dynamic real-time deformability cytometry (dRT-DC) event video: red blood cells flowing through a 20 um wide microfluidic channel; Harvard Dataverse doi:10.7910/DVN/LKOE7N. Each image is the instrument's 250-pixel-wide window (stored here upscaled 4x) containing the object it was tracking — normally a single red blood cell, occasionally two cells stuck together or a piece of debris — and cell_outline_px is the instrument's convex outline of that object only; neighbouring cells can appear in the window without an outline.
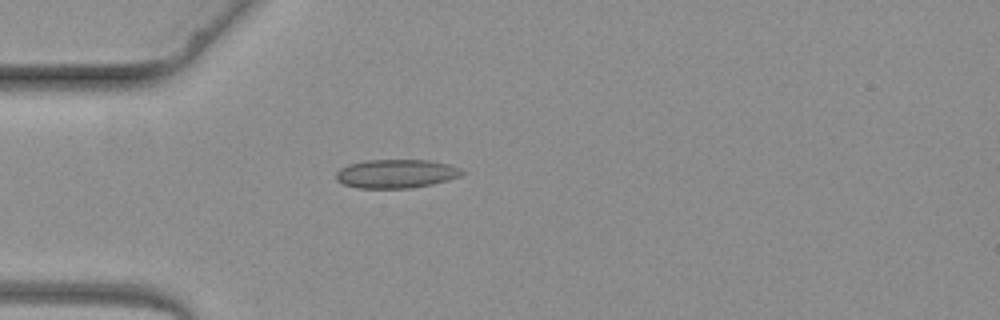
{"species": "common noctule bat (a hibernating species)", "species_latin": "Nyctalus noctula", "temperature_condition": "warm", "stored_images_in_passage": 3, "camera_frame_rate_fps": 3000, "um_per_image_px": 0.085, "animal": {"sex": "female", "body_mass_g": 19.3, "forearm_length_mm": 54.1}, "frame": {"image": 1, "passage_image": 3, "time_ms": 2.333, "image_size_px": [1000, 320], "cell_outline_px": [[468, 172], [460, 176], [448, 180], [432, 184], [408, 188], [356, 188], [344, 184], [336, 180], [336, 172], [340, 168], [348, 164], [368, 160], [428, 160], [448, 164], [460, 168]], "centroid_in_image_um": [33.68, 14.76], "position_along_channel_um": 51.3, "area_um2": 21.15}}